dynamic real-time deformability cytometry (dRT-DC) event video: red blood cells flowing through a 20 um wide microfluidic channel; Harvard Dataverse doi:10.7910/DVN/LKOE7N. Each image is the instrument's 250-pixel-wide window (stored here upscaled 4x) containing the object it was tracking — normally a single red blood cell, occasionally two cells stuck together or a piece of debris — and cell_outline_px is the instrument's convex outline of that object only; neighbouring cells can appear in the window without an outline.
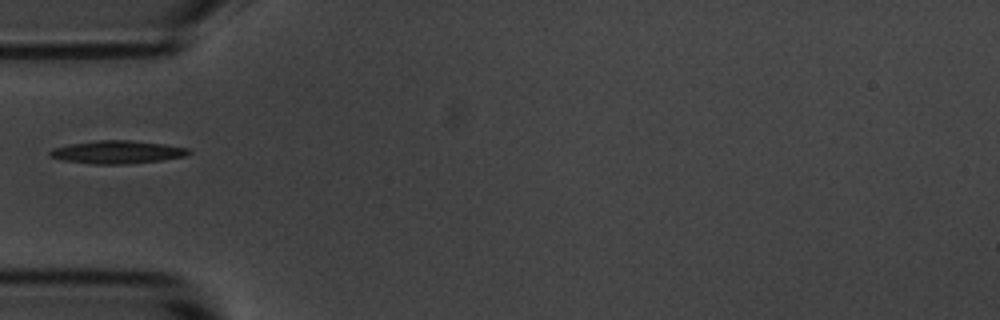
{"species": "common noctule bat (a hibernating species)", "species_latin": "Nyctalus noctula", "temperature_condition": "room temperature", "stored_images_in_passage": 1, "camera_frame_rate_fps": 3000, "um_per_image_px": 0.085, "animal": {"sex": "male", "body_mass_g": 20.1, "forearm_length_mm": 53.5}, "frame": {"image": 1, "passage_image": 1, "time_ms": 0.0, "image_size_px": [1000, 320], "cell_outline_px": [[192, 152], [184, 156], [160, 160], [128, 164], [92, 164], [64, 160], [48, 156], [48, 152], [52, 148], [72, 144], [96, 140], [128, 140], [164, 144], [188, 148]], "centroid_in_image_um": [9.94, 12.93], "position_along_channel_um": 75.1, "area_um2": 18.44}}